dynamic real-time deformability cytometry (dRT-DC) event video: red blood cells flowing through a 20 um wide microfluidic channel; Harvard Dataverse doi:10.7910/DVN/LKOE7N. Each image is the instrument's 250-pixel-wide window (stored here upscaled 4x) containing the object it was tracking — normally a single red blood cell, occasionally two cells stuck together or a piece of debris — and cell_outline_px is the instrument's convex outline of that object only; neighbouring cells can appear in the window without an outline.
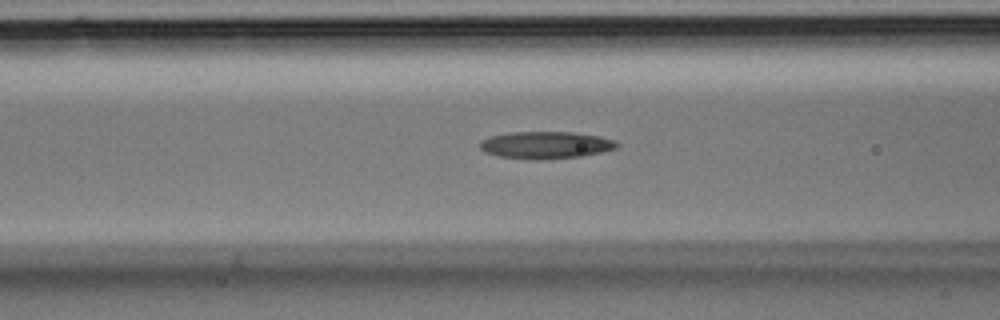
{"species": "Egyptian fruit bat (a non-hibernating species)", "species_latin": "Rousettus aegyptiacus", "temperature_condition": "room temperature", "stored_images_in_passage": 26, "camera_frame_rate_fps": 3000, "um_per_image_px": 0.085, "animal": {"sex": "male"}, "frame": {"image": 1, "passage_image": 7, "time_ms": 2.0, "image_size_px": [1000, 320], "cell_outline_px": [[620, 144], [616, 148], [600, 152], [580, 156], [536, 160], [500, 156], [488, 152], [480, 148], [480, 140], [492, 136], [508, 132], [572, 132], [600, 136], [612, 140]], "centroid_in_image_um": [46.39, 12.32], "position_along_channel_um": 120.2, "area_um2": 21.39}}
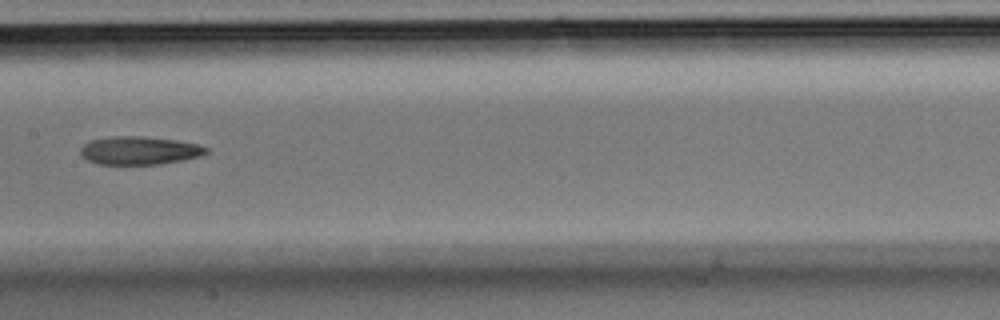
{"frame": {"image": 2, "passage_image": 11, "time_ms": 3.333, "image_size_px": [1000, 320], "cell_outline_px": [[208, 152], [200, 156], [184, 160], [160, 164], [100, 164], [88, 160], [80, 156], [80, 148], [88, 140], [108, 136], [140, 136], [176, 140], [200, 144], [208, 148]], "centroid_in_image_um": [11.83, 12.78], "position_along_channel_um": 195.6, "area_um2": 20.87}}
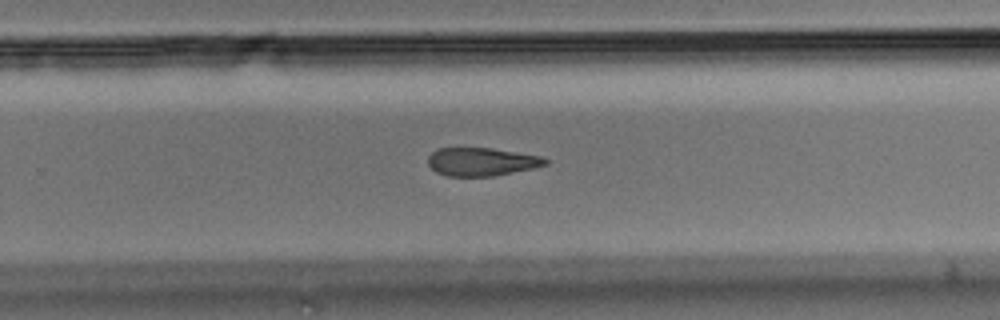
{"frame": {"image": 3, "passage_image": 16, "time_ms": 5.0, "image_size_px": [1000, 320], "cell_outline_px": [[548, 164], [532, 168], [492, 176], [448, 176], [436, 172], [428, 164], [428, 156], [432, 152], [440, 148], [492, 148], [540, 156], [548, 160]], "centroid_in_image_um": [40.91, 13.74], "position_along_channel_um": 288.9, "area_um2": 19.07}}